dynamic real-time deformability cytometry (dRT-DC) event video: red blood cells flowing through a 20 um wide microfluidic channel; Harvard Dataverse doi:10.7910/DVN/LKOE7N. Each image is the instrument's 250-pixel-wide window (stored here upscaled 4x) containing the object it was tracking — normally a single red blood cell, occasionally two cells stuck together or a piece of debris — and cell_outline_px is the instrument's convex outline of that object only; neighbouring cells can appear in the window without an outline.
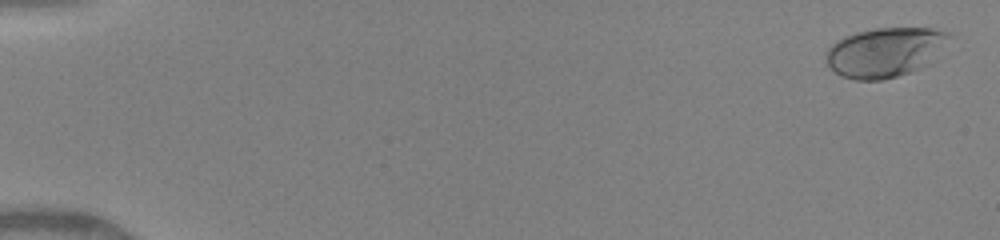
{"species": "human", "species_latin": "Homo sapiens", "temperature_condition": "warm", "stored_images_in_passage": 9, "camera_frame_rate_fps": 3000, "um_per_image_px": 0.085, "donor": {"sex": "female"}, "frame": {"image": 1, "passage_image": 1, "time_ms": 0.0, "image_size_px": [1000, 240], "cell_outline_px": [[952, 36], [920, 68], [912, 72], [880, 80], [856, 80], [840, 76], [828, 64], [824, 56], [828, 48], [832, 44], [844, 36], [856, 32], [876, 28], [932, 28], [948, 32]], "centroid_in_image_um": [75.15, 4.43], "position_along_channel_um": 9.8, "area_um2": 34.97}}
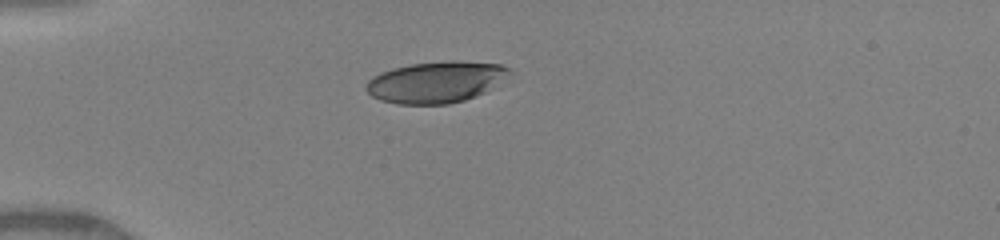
{"frame": {"image": 2, "passage_image": 6, "time_ms": 4.333, "image_size_px": [1000, 240], "cell_outline_px": [[512, 72], [484, 92], [476, 96], [464, 100], [448, 104], [396, 104], [380, 100], [372, 96], [364, 88], [368, 80], [372, 76], [380, 72], [392, 68], [412, 64], [448, 60], [456, 60], [500, 64], [512, 68]], "centroid_in_image_um": [37.02, 6.97], "position_along_channel_um": 48.0, "area_um2": 34.56}}
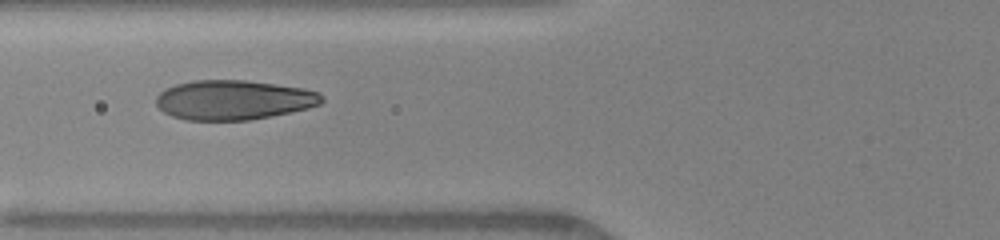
{"frame": {"image": 3, "passage_image": 8, "time_ms": 6.333, "image_size_px": [1000, 240], "cell_outline_px": [[324, 100], [320, 104], [308, 108], [292, 112], [248, 120], [188, 120], [172, 116], [164, 112], [156, 104], [156, 96], [160, 92], [176, 84], [192, 80], [244, 80], [304, 88], [320, 92], [324, 96]], "centroid_in_image_um": [19.88, 8.49], "position_along_channel_um": 105.9, "area_um2": 38.26}}